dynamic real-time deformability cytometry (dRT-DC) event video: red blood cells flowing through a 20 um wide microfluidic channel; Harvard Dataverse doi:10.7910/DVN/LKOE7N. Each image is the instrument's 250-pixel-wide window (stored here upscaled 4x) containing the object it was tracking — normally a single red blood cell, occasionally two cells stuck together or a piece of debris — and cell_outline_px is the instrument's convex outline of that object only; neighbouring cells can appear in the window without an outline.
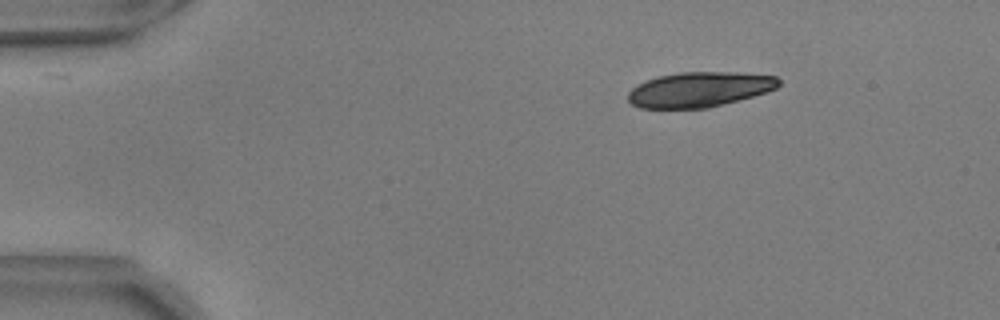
{"species": "common noctule bat (a hibernating species)", "species_latin": "Nyctalus noctula", "temperature_condition": "warm", "stored_images_in_passage": 47, "camera_frame_rate_fps": 3000, "um_per_image_px": 0.085, "animal": {"sex": "male", "body_mass_g": 17.9, "forearm_length_mm": 54.2}, "frame": {"image": 1, "passage_image": 1, "time_ms": 0.0, "image_size_px": [1000, 320], "cell_outline_px": [[780, 84], [776, 88], [768, 92], [708, 108], [640, 108], [632, 104], [628, 100], [628, 92], [632, 88], [648, 80], [660, 76], [680, 72], [740, 72], [776, 76], [780, 80]], "centroid_in_image_um": [59.49, 7.6], "position_along_channel_um": 25.5, "area_um2": 30.69}, "authors_computed_cell_mechanics": {"area_um2": 19.5364, "velocity_mm_per_s": 3.6913, "shape_relaxation_time_tau1_ms": 6.0968, "shape_relaxation_time_tau2_ms": 6.8733, "deformation_change_tau1": 0.1845, "deformation_change_tau2": 0.1282}}